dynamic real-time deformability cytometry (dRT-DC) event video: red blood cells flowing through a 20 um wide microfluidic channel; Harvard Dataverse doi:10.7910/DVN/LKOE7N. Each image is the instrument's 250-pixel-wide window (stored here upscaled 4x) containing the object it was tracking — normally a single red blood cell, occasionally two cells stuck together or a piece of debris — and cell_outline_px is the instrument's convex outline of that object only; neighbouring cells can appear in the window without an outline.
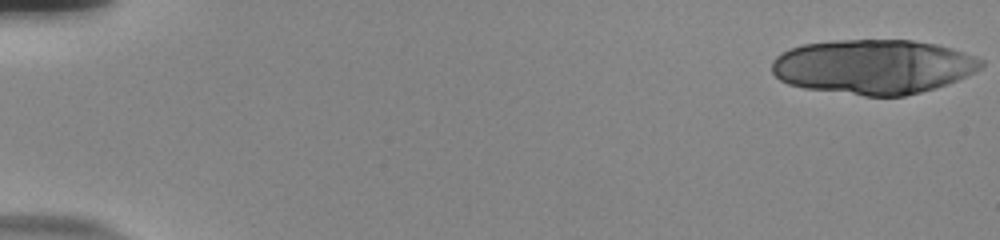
{"species": "human", "species_latin": "Homo sapiens", "temperature_condition": "room temperature", "stored_images_in_passage": 22, "camera_frame_rate_fps": 3000, "um_per_image_px": 0.085, "donor": {"sex": "male"}, "frame": {"image": 1, "passage_image": 1, "time_ms": 0.0, "image_size_px": [1000, 240], "cell_outline_px": [[984, 64], [976, 72], [948, 84], [936, 88], [904, 96], [864, 96], [804, 88], [788, 84], [780, 80], [772, 72], [772, 60], [776, 56], [800, 44], [832, 40], [912, 40], [936, 44], [952, 48], [976, 56], [984, 60]], "centroid_in_image_um": [74.25, 5.67], "position_along_channel_um": 10.7, "area_um2": 66.99}}